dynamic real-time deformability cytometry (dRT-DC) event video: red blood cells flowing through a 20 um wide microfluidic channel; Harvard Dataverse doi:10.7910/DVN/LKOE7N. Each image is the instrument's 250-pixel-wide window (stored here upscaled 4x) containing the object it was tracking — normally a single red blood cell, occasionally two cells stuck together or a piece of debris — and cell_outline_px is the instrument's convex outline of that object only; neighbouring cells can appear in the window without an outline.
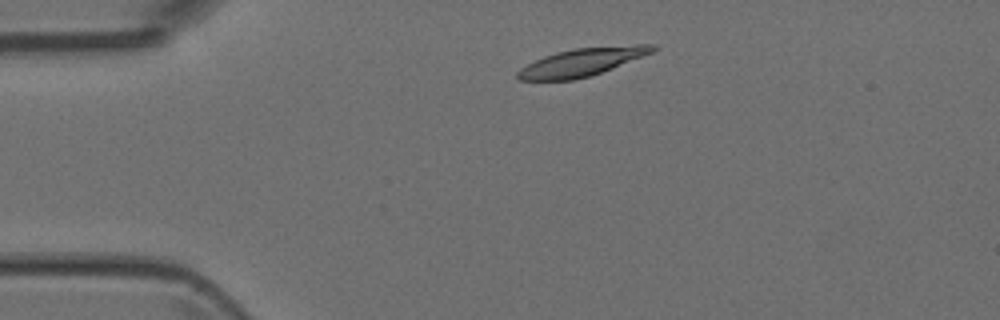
{"species": "Egyptian fruit bat (a non-hibernating species)", "species_latin": "Rousettus aegyptiacus", "temperature_condition": "room temperature", "stored_images_in_passage": 2, "camera_frame_rate_fps": 3000, "um_per_image_px": 0.085, "animal": {"sex": "female"}, "frame": {"image": 1, "passage_image": 1, "time_ms": 0.0, "image_size_px": [1000, 320], "cell_outline_px": [[656, 48], [652, 52], [600, 72], [588, 76], [572, 80], [516, 80], [516, 72], [520, 68], [544, 56], [556, 52], [576, 48], [636, 44], [656, 44]], "centroid_in_image_um": [49.41, 5.27], "position_along_channel_um": 35.6, "area_um2": 21.56}}